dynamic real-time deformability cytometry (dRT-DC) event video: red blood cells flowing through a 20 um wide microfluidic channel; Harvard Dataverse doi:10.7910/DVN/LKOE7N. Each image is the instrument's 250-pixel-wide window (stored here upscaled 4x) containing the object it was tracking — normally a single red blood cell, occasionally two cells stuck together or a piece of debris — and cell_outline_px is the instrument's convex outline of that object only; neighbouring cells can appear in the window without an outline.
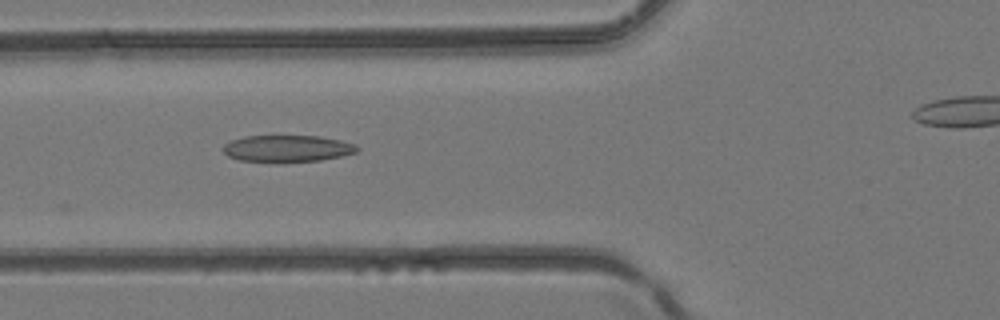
{"species": "common noctule bat (a hibernating species)", "species_latin": "Nyctalus noctula", "temperature_condition": "room temperature", "stored_images_in_passage": 19, "camera_frame_rate_fps": 3000, "um_per_image_px": 0.085, "animal": {"sex": "female", "body_mass_g": 24.6, "forearm_length_mm": 56.2}, "frame": {"image": 1, "passage_image": 3, "time_ms": 0.667, "image_size_px": [1000, 320], "cell_outline_px": [[360, 148], [356, 152], [340, 156], [320, 160], [280, 164], [240, 160], [228, 156], [220, 148], [224, 144], [232, 140], [244, 136], [320, 136], [340, 140], [356, 144]], "centroid_in_image_um": [24.39, 12.65], "position_along_channel_um": 101.4, "area_um2": 21.44}}
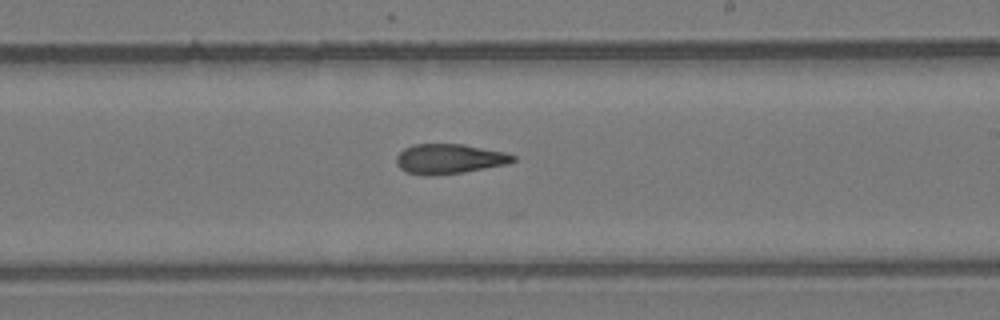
{"frame": {"image": 2, "passage_image": 12, "time_ms": 3.667, "image_size_px": [1000, 320], "cell_outline_px": [[516, 160], [508, 164], [464, 172], [428, 176], [424, 176], [404, 172], [396, 164], [396, 156], [404, 148], [412, 144], [464, 144], [504, 152], [516, 156]], "centroid_in_image_um": [38.16, 13.51], "position_along_channel_um": 250.8, "area_um2": 20.52}}
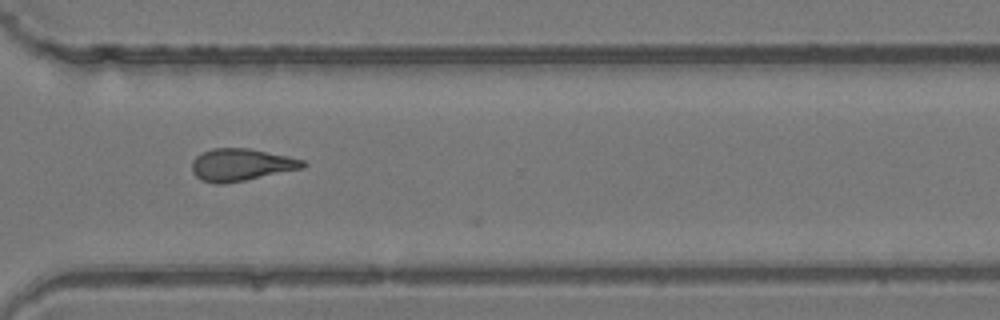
{"frame": {"image": 3, "passage_image": 18, "time_ms": 5.667, "image_size_px": [1000, 320], "cell_outline_px": [[308, 164], [304, 168], [244, 180], [220, 184], [216, 184], [200, 180], [192, 172], [192, 160], [200, 152], [212, 148], [248, 148], [288, 156], [304, 160]], "centroid_in_image_um": [20.48, 14.0], "position_along_channel_um": 350.1, "area_um2": 20.92}}